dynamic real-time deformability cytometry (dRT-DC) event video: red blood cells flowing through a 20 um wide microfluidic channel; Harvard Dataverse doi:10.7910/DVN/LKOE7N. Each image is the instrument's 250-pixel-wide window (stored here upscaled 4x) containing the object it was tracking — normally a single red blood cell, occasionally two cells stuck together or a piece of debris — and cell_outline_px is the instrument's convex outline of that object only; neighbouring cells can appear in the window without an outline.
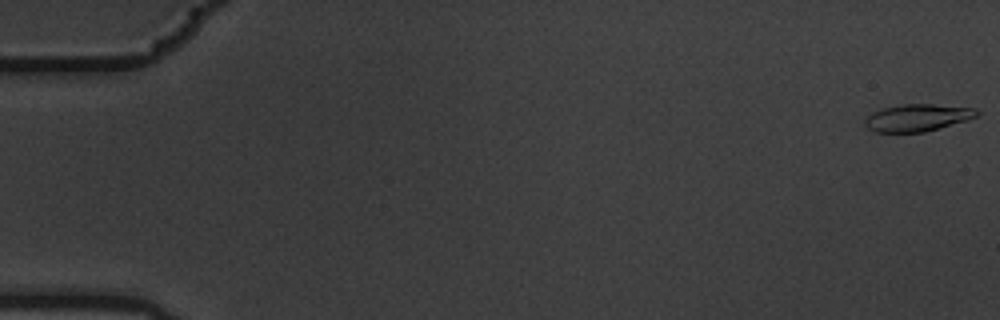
{"species": "common noctule bat (a hibernating species)", "species_latin": "Nyctalus noctula", "temperature_condition": "warm", "stored_images_in_passage": 8, "camera_frame_rate_fps": 3000, "um_per_image_px": 0.085, "animal": {"sex": "male", "body_mass_g": 19.5, "forearm_length_mm": 54.6}, "frame": {"image": 1, "passage_image": 1, "time_ms": 0.0, "image_size_px": [1000, 320], "cell_outline_px": [[980, 112], [976, 116], [968, 120], [924, 132], [876, 132], [868, 128], [864, 124], [864, 120], [872, 112], [884, 108], [904, 104], [932, 104], [976, 108]], "centroid_in_image_um": [77.99, 10.0], "position_along_channel_um": 7.0, "area_um2": 17.63}}
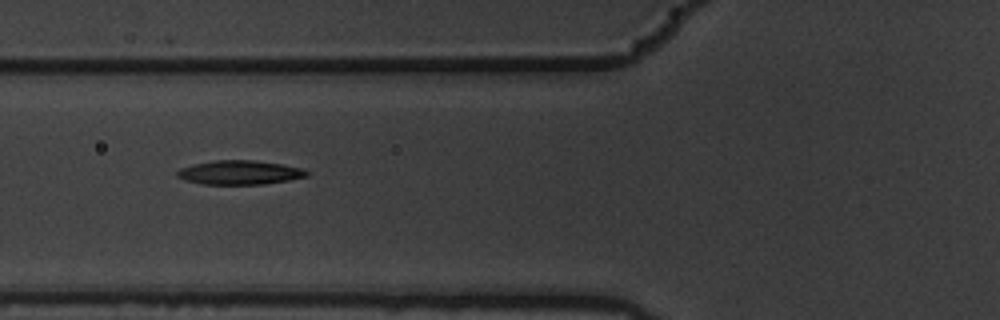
{"frame": {"image": 2, "passage_image": 7, "time_ms": 2.0, "image_size_px": [1000, 320], "cell_outline_px": [[308, 176], [288, 180], [264, 184], [204, 184], [184, 180], [176, 176], [176, 172], [180, 168], [192, 164], [216, 160], [256, 160], [280, 164], [300, 168], [308, 172]], "centroid_in_image_um": [20.32, 14.66], "position_along_channel_um": 105.5, "area_um2": 18.09}}
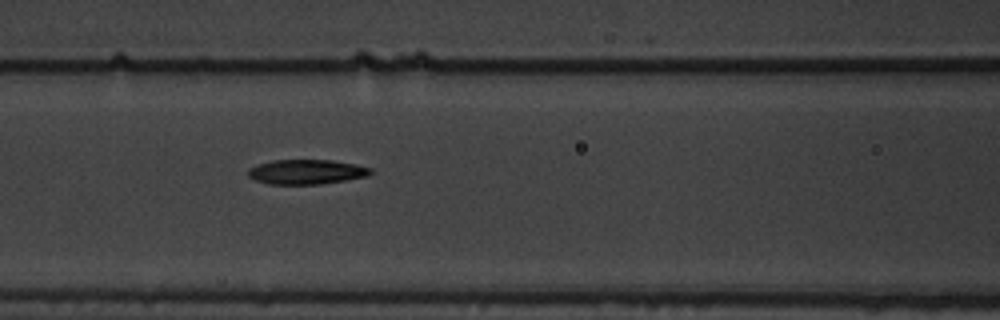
{"frame": {"image": 3, "passage_image": 8, "time_ms": 2.333, "image_size_px": [1000, 320], "cell_outline_px": [[372, 172], [368, 176], [320, 184], [268, 184], [256, 180], [248, 176], [248, 168], [256, 164], [272, 160], [332, 160], [356, 164], [372, 168]], "centroid_in_image_um": [26.03, 14.6], "position_along_channel_um": 140.6, "area_um2": 17.69}}